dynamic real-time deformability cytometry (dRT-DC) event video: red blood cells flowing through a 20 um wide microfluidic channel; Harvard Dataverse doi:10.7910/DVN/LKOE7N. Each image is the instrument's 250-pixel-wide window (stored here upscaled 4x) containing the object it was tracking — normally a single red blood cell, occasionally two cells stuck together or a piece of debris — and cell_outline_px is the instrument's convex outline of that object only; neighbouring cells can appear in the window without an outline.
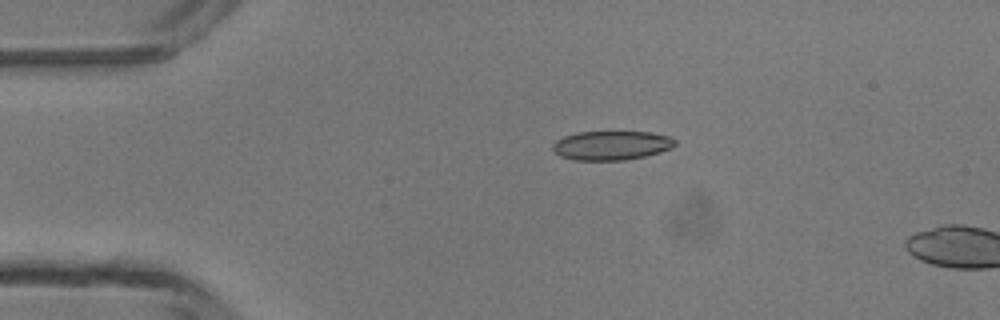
{"species": "common noctule bat (a hibernating species)", "species_latin": "Nyctalus noctula", "temperature_condition": "room temperature", "stored_images_in_passage": 4, "camera_frame_rate_fps": 3000, "um_per_image_px": 0.085, "animal": {"sex": "male", "body_mass_g": 13.3}, "frame": {"image": 1, "passage_image": 3, "time_ms": 2.333, "image_size_px": [1000, 320], "cell_outline_px": [[676, 144], [660, 152], [644, 156], [624, 160], [572, 160], [560, 156], [552, 148], [552, 144], [556, 140], [564, 136], [576, 132], [652, 132], [672, 136], [676, 140]], "centroid_in_image_um": [51.96, 12.35], "position_along_channel_um": 33.0, "area_um2": 20.81}}